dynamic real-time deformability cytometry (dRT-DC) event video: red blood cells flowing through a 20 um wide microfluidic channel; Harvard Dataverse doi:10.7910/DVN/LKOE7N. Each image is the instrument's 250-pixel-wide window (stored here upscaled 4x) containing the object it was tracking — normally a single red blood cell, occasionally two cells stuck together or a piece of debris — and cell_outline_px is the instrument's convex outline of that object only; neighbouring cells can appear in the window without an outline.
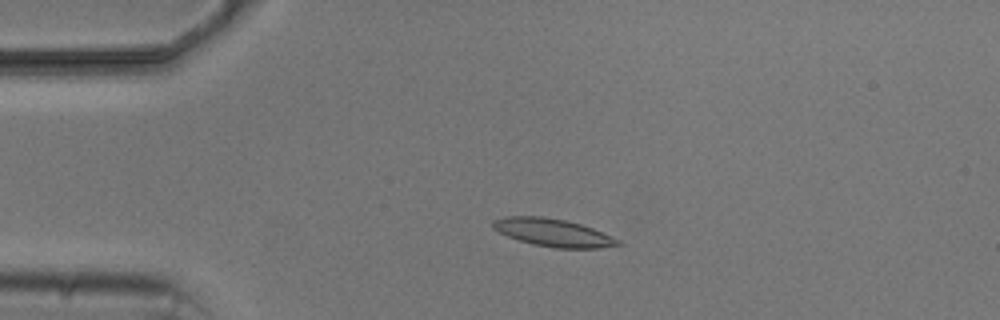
{"species": "common noctule bat (a hibernating species)", "species_latin": "Nyctalus noctula", "temperature_condition": "cold", "stored_images_in_passage": 5, "camera_frame_rate_fps": 3000, "um_per_image_px": 0.085, "animal": {"sex": "male", "body_mass_g": 20.5, "forearm_length_mm": 52.5}, "frame": {"image": 1, "passage_image": 4, "time_ms": 3.333, "image_size_px": [1000, 320], "cell_outline_px": [[624, 244], [600, 248], [556, 248], [532, 244], [508, 236], [492, 228], [492, 220], [504, 216], [540, 216], [564, 220], [580, 224], [592, 228], [620, 240]], "centroid_in_image_um": [47.0, 19.77], "position_along_channel_um": 38.0, "area_um2": 20.11}}